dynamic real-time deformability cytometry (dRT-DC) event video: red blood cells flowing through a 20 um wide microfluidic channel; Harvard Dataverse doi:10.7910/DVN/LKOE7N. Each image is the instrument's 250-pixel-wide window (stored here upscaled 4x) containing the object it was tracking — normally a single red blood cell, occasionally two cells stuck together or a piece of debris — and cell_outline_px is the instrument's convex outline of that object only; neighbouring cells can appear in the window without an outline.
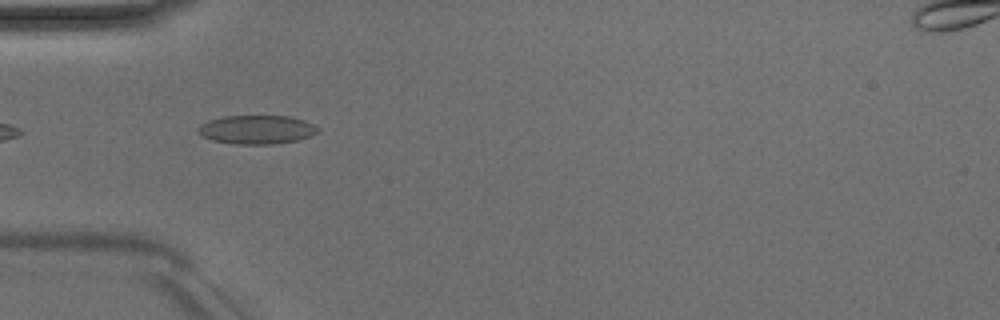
{"species": "Egyptian fruit bat (a non-hibernating species)", "species_latin": "Rousettus aegyptiacus", "temperature_condition": "room temperature", "stored_images_in_passage": 18, "camera_frame_rate_fps": 3000, "um_per_image_px": 0.085, "animal": {"sex": "male"}, "frame": {"image": 1, "passage_image": 3, "time_ms": 0.667, "image_size_px": [1000, 320], "cell_outline_px": [[320, 132], [296, 140], [272, 144], [236, 144], [212, 140], [200, 136], [196, 132], [196, 128], [200, 124], [208, 120], [224, 116], [288, 116], [304, 120], [320, 128]], "centroid_in_image_um": [21.77, 11.01], "position_along_channel_um": 63.2, "area_um2": 20.17}}